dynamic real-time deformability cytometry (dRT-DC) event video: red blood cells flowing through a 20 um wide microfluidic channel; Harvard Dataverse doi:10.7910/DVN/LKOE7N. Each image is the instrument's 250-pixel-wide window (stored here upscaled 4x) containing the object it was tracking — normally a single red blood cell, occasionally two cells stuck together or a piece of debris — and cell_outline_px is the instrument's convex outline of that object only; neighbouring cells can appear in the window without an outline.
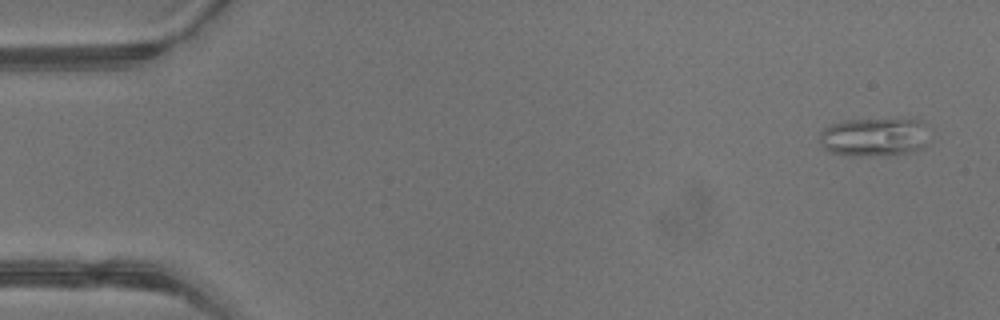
{"species": "common noctule bat (a hibernating species)", "species_latin": "Nyctalus noctula", "temperature_condition": "warm", "stored_images_in_passage": 4, "camera_frame_rate_fps": 3000, "um_per_image_px": 0.085, "animal": {"sex": "male", "body_mass_g": 13.3}, "frame": {"image": 1, "passage_image": 1, "time_ms": 0.0, "image_size_px": [1000, 320], "cell_outline_px": [[928, 144], [924, 148], [912, 152], [848, 156], [828, 152], [820, 144], [820, 132], [824, 128], [832, 124], [844, 120], [920, 120]], "centroid_in_image_um": [74.23, 11.66], "position_along_channel_um": 10.8, "area_um2": 24.1}}
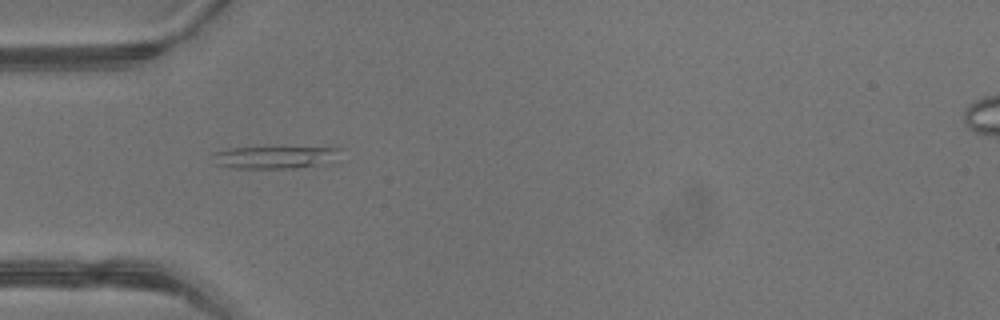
{"frame": {"image": 2, "passage_image": 4, "time_ms": 1.0, "image_size_px": [1000, 320], "cell_outline_px": [[344, 148], [340, 164], [296, 168], [232, 168], [212, 164], [212, 152], [228, 148]], "centroid_in_image_um": [23.53, 13.4], "position_along_channel_um": 61.5, "area_um2": 17.57}}